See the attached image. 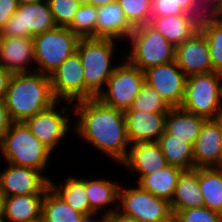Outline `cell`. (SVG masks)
<instances>
[{
  "mask_svg": "<svg viewBox=\"0 0 222 222\" xmlns=\"http://www.w3.org/2000/svg\"><path fill=\"white\" fill-rule=\"evenodd\" d=\"M56 27L47 0L18 5L15 14L1 29V37L33 38Z\"/></svg>",
  "mask_w": 222,
  "mask_h": 222,
  "instance_id": "10",
  "label": "cell"
},
{
  "mask_svg": "<svg viewBox=\"0 0 222 222\" xmlns=\"http://www.w3.org/2000/svg\"><path fill=\"white\" fill-rule=\"evenodd\" d=\"M148 24L176 47L199 30L200 20L192 14L151 16Z\"/></svg>",
  "mask_w": 222,
  "mask_h": 222,
  "instance_id": "20",
  "label": "cell"
},
{
  "mask_svg": "<svg viewBox=\"0 0 222 222\" xmlns=\"http://www.w3.org/2000/svg\"><path fill=\"white\" fill-rule=\"evenodd\" d=\"M13 122H24L54 103L50 76L38 71L12 74L4 98Z\"/></svg>",
  "mask_w": 222,
  "mask_h": 222,
  "instance_id": "2",
  "label": "cell"
},
{
  "mask_svg": "<svg viewBox=\"0 0 222 222\" xmlns=\"http://www.w3.org/2000/svg\"><path fill=\"white\" fill-rule=\"evenodd\" d=\"M114 39L81 38L77 52L83 65L85 100L95 98L115 71L112 66L116 42Z\"/></svg>",
  "mask_w": 222,
  "mask_h": 222,
  "instance_id": "3",
  "label": "cell"
},
{
  "mask_svg": "<svg viewBox=\"0 0 222 222\" xmlns=\"http://www.w3.org/2000/svg\"><path fill=\"white\" fill-rule=\"evenodd\" d=\"M96 214L98 213H91V214H88V215H84L81 222H104L108 216H106L105 214H103L101 217L102 219L98 220V219H95L96 218ZM95 216V218H94Z\"/></svg>",
  "mask_w": 222,
  "mask_h": 222,
  "instance_id": "43",
  "label": "cell"
},
{
  "mask_svg": "<svg viewBox=\"0 0 222 222\" xmlns=\"http://www.w3.org/2000/svg\"><path fill=\"white\" fill-rule=\"evenodd\" d=\"M17 0H0V31L18 9Z\"/></svg>",
  "mask_w": 222,
  "mask_h": 222,
  "instance_id": "38",
  "label": "cell"
},
{
  "mask_svg": "<svg viewBox=\"0 0 222 222\" xmlns=\"http://www.w3.org/2000/svg\"><path fill=\"white\" fill-rule=\"evenodd\" d=\"M205 120L181 107H174L167 113L165 130L175 138L194 145Z\"/></svg>",
  "mask_w": 222,
  "mask_h": 222,
  "instance_id": "24",
  "label": "cell"
},
{
  "mask_svg": "<svg viewBox=\"0 0 222 222\" xmlns=\"http://www.w3.org/2000/svg\"><path fill=\"white\" fill-rule=\"evenodd\" d=\"M168 165L182 170L194 169L193 145L169 134L166 130L157 140Z\"/></svg>",
  "mask_w": 222,
  "mask_h": 222,
  "instance_id": "26",
  "label": "cell"
},
{
  "mask_svg": "<svg viewBox=\"0 0 222 222\" xmlns=\"http://www.w3.org/2000/svg\"><path fill=\"white\" fill-rule=\"evenodd\" d=\"M209 15L222 19V0L218 1L216 8Z\"/></svg>",
  "mask_w": 222,
  "mask_h": 222,
  "instance_id": "45",
  "label": "cell"
},
{
  "mask_svg": "<svg viewBox=\"0 0 222 222\" xmlns=\"http://www.w3.org/2000/svg\"><path fill=\"white\" fill-rule=\"evenodd\" d=\"M170 207L173 214L185 209L204 207V197L199 187V168L182 171Z\"/></svg>",
  "mask_w": 222,
  "mask_h": 222,
  "instance_id": "22",
  "label": "cell"
},
{
  "mask_svg": "<svg viewBox=\"0 0 222 222\" xmlns=\"http://www.w3.org/2000/svg\"><path fill=\"white\" fill-rule=\"evenodd\" d=\"M73 107L71 111L78 117L73 123L76 133L101 153L122 164L131 145L124 111L104 104L97 97L80 100Z\"/></svg>",
  "mask_w": 222,
  "mask_h": 222,
  "instance_id": "1",
  "label": "cell"
},
{
  "mask_svg": "<svg viewBox=\"0 0 222 222\" xmlns=\"http://www.w3.org/2000/svg\"><path fill=\"white\" fill-rule=\"evenodd\" d=\"M182 171L178 167L167 165L162 170L154 171L152 174L144 176L138 181V185L143 190L170 203Z\"/></svg>",
  "mask_w": 222,
  "mask_h": 222,
  "instance_id": "25",
  "label": "cell"
},
{
  "mask_svg": "<svg viewBox=\"0 0 222 222\" xmlns=\"http://www.w3.org/2000/svg\"><path fill=\"white\" fill-rule=\"evenodd\" d=\"M117 0H89V4L95 7L104 6L109 3L116 2Z\"/></svg>",
  "mask_w": 222,
  "mask_h": 222,
  "instance_id": "46",
  "label": "cell"
},
{
  "mask_svg": "<svg viewBox=\"0 0 222 222\" xmlns=\"http://www.w3.org/2000/svg\"><path fill=\"white\" fill-rule=\"evenodd\" d=\"M128 38L132 49L124 58L141 71L175 60V46L149 24L134 27Z\"/></svg>",
  "mask_w": 222,
  "mask_h": 222,
  "instance_id": "6",
  "label": "cell"
},
{
  "mask_svg": "<svg viewBox=\"0 0 222 222\" xmlns=\"http://www.w3.org/2000/svg\"><path fill=\"white\" fill-rule=\"evenodd\" d=\"M222 83L218 73H200L187 76L181 108L207 119L222 114Z\"/></svg>",
  "mask_w": 222,
  "mask_h": 222,
  "instance_id": "5",
  "label": "cell"
},
{
  "mask_svg": "<svg viewBox=\"0 0 222 222\" xmlns=\"http://www.w3.org/2000/svg\"><path fill=\"white\" fill-rule=\"evenodd\" d=\"M97 7L81 4L72 23L67 27L80 38H96Z\"/></svg>",
  "mask_w": 222,
  "mask_h": 222,
  "instance_id": "32",
  "label": "cell"
},
{
  "mask_svg": "<svg viewBox=\"0 0 222 222\" xmlns=\"http://www.w3.org/2000/svg\"><path fill=\"white\" fill-rule=\"evenodd\" d=\"M136 187L124 188L121 185L118 194L121 204H118L117 209L108 208L104 211L105 215L110 217L117 212L139 222H164L173 214L168 201L143 190L139 185Z\"/></svg>",
  "mask_w": 222,
  "mask_h": 222,
  "instance_id": "8",
  "label": "cell"
},
{
  "mask_svg": "<svg viewBox=\"0 0 222 222\" xmlns=\"http://www.w3.org/2000/svg\"><path fill=\"white\" fill-rule=\"evenodd\" d=\"M0 222H6V220H5L3 215H0Z\"/></svg>",
  "mask_w": 222,
  "mask_h": 222,
  "instance_id": "53",
  "label": "cell"
},
{
  "mask_svg": "<svg viewBox=\"0 0 222 222\" xmlns=\"http://www.w3.org/2000/svg\"><path fill=\"white\" fill-rule=\"evenodd\" d=\"M133 29L117 1L97 7L96 38L122 41Z\"/></svg>",
  "mask_w": 222,
  "mask_h": 222,
  "instance_id": "21",
  "label": "cell"
},
{
  "mask_svg": "<svg viewBox=\"0 0 222 222\" xmlns=\"http://www.w3.org/2000/svg\"><path fill=\"white\" fill-rule=\"evenodd\" d=\"M204 206L222 215V167L199 168Z\"/></svg>",
  "mask_w": 222,
  "mask_h": 222,
  "instance_id": "28",
  "label": "cell"
},
{
  "mask_svg": "<svg viewBox=\"0 0 222 222\" xmlns=\"http://www.w3.org/2000/svg\"><path fill=\"white\" fill-rule=\"evenodd\" d=\"M37 1H40V0H17L19 5L27 4V3H33V2H37Z\"/></svg>",
  "mask_w": 222,
  "mask_h": 222,
  "instance_id": "50",
  "label": "cell"
},
{
  "mask_svg": "<svg viewBox=\"0 0 222 222\" xmlns=\"http://www.w3.org/2000/svg\"><path fill=\"white\" fill-rule=\"evenodd\" d=\"M49 186L75 211L83 215L90 214L86 179L69 176L65 183H60L58 186L50 179Z\"/></svg>",
  "mask_w": 222,
  "mask_h": 222,
  "instance_id": "27",
  "label": "cell"
},
{
  "mask_svg": "<svg viewBox=\"0 0 222 222\" xmlns=\"http://www.w3.org/2000/svg\"><path fill=\"white\" fill-rule=\"evenodd\" d=\"M12 73L0 65V100H4Z\"/></svg>",
  "mask_w": 222,
  "mask_h": 222,
  "instance_id": "41",
  "label": "cell"
},
{
  "mask_svg": "<svg viewBox=\"0 0 222 222\" xmlns=\"http://www.w3.org/2000/svg\"><path fill=\"white\" fill-rule=\"evenodd\" d=\"M175 215L181 222H222V215L208 208H191L177 211Z\"/></svg>",
  "mask_w": 222,
  "mask_h": 222,
  "instance_id": "36",
  "label": "cell"
},
{
  "mask_svg": "<svg viewBox=\"0 0 222 222\" xmlns=\"http://www.w3.org/2000/svg\"><path fill=\"white\" fill-rule=\"evenodd\" d=\"M215 120L219 123V128H220V133H221V141H222V114L219 115Z\"/></svg>",
  "mask_w": 222,
  "mask_h": 222,
  "instance_id": "49",
  "label": "cell"
},
{
  "mask_svg": "<svg viewBox=\"0 0 222 222\" xmlns=\"http://www.w3.org/2000/svg\"><path fill=\"white\" fill-rule=\"evenodd\" d=\"M44 195L30 194L6 197L3 215L6 222L41 221Z\"/></svg>",
  "mask_w": 222,
  "mask_h": 222,
  "instance_id": "23",
  "label": "cell"
},
{
  "mask_svg": "<svg viewBox=\"0 0 222 222\" xmlns=\"http://www.w3.org/2000/svg\"><path fill=\"white\" fill-rule=\"evenodd\" d=\"M83 214L69 206L50 186L42 204V222H81Z\"/></svg>",
  "mask_w": 222,
  "mask_h": 222,
  "instance_id": "29",
  "label": "cell"
},
{
  "mask_svg": "<svg viewBox=\"0 0 222 222\" xmlns=\"http://www.w3.org/2000/svg\"><path fill=\"white\" fill-rule=\"evenodd\" d=\"M218 76H219V79L221 80V83H222V69L218 72Z\"/></svg>",
  "mask_w": 222,
  "mask_h": 222,
  "instance_id": "52",
  "label": "cell"
},
{
  "mask_svg": "<svg viewBox=\"0 0 222 222\" xmlns=\"http://www.w3.org/2000/svg\"><path fill=\"white\" fill-rule=\"evenodd\" d=\"M0 154L7 163L30 167L42 174L52 151L43 145L24 122H13L0 140Z\"/></svg>",
  "mask_w": 222,
  "mask_h": 222,
  "instance_id": "4",
  "label": "cell"
},
{
  "mask_svg": "<svg viewBox=\"0 0 222 222\" xmlns=\"http://www.w3.org/2000/svg\"><path fill=\"white\" fill-rule=\"evenodd\" d=\"M36 69L40 73L50 75L68 57L77 51L80 37L67 27L55 28L36 35L33 38Z\"/></svg>",
  "mask_w": 222,
  "mask_h": 222,
  "instance_id": "7",
  "label": "cell"
},
{
  "mask_svg": "<svg viewBox=\"0 0 222 222\" xmlns=\"http://www.w3.org/2000/svg\"><path fill=\"white\" fill-rule=\"evenodd\" d=\"M109 218H110L113 222H139V221H137V220H135V219L122 216V215L118 214L117 212H115L114 214H112Z\"/></svg>",
  "mask_w": 222,
  "mask_h": 222,
  "instance_id": "44",
  "label": "cell"
},
{
  "mask_svg": "<svg viewBox=\"0 0 222 222\" xmlns=\"http://www.w3.org/2000/svg\"><path fill=\"white\" fill-rule=\"evenodd\" d=\"M167 113L124 111L130 144L157 141L165 131Z\"/></svg>",
  "mask_w": 222,
  "mask_h": 222,
  "instance_id": "17",
  "label": "cell"
},
{
  "mask_svg": "<svg viewBox=\"0 0 222 222\" xmlns=\"http://www.w3.org/2000/svg\"><path fill=\"white\" fill-rule=\"evenodd\" d=\"M127 21L133 26L148 24L152 14V0H117Z\"/></svg>",
  "mask_w": 222,
  "mask_h": 222,
  "instance_id": "34",
  "label": "cell"
},
{
  "mask_svg": "<svg viewBox=\"0 0 222 222\" xmlns=\"http://www.w3.org/2000/svg\"><path fill=\"white\" fill-rule=\"evenodd\" d=\"M175 61L187 76L213 71L206 37L200 30L175 47Z\"/></svg>",
  "mask_w": 222,
  "mask_h": 222,
  "instance_id": "15",
  "label": "cell"
},
{
  "mask_svg": "<svg viewBox=\"0 0 222 222\" xmlns=\"http://www.w3.org/2000/svg\"><path fill=\"white\" fill-rule=\"evenodd\" d=\"M187 13L176 0H152L151 16H172Z\"/></svg>",
  "mask_w": 222,
  "mask_h": 222,
  "instance_id": "37",
  "label": "cell"
},
{
  "mask_svg": "<svg viewBox=\"0 0 222 222\" xmlns=\"http://www.w3.org/2000/svg\"><path fill=\"white\" fill-rule=\"evenodd\" d=\"M194 168L222 167V141L219 123L204 121L193 145Z\"/></svg>",
  "mask_w": 222,
  "mask_h": 222,
  "instance_id": "16",
  "label": "cell"
},
{
  "mask_svg": "<svg viewBox=\"0 0 222 222\" xmlns=\"http://www.w3.org/2000/svg\"><path fill=\"white\" fill-rule=\"evenodd\" d=\"M164 222H181L175 214H172L166 221Z\"/></svg>",
  "mask_w": 222,
  "mask_h": 222,
  "instance_id": "48",
  "label": "cell"
},
{
  "mask_svg": "<svg viewBox=\"0 0 222 222\" xmlns=\"http://www.w3.org/2000/svg\"><path fill=\"white\" fill-rule=\"evenodd\" d=\"M130 150L123 165L139 172V181L154 171L164 169L168 163L157 141L130 145Z\"/></svg>",
  "mask_w": 222,
  "mask_h": 222,
  "instance_id": "19",
  "label": "cell"
},
{
  "mask_svg": "<svg viewBox=\"0 0 222 222\" xmlns=\"http://www.w3.org/2000/svg\"><path fill=\"white\" fill-rule=\"evenodd\" d=\"M181 7L192 15H195L199 20H201L207 14L199 7L197 0H176Z\"/></svg>",
  "mask_w": 222,
  "mask_h": 222,
  "instance_id": "39",
  "label": "cell"
},
{
  "mask_svg": "<svg viewBox=\"0 0 222 222\" xmlns=\"http://www.w3.org/2000/svg\"><path fill=\"white\" fill-rule=\"evenodd\" d=\"M12 123L13 121L9 115L4 100H0V140L9 130Z\"/></svg>",
  "mask_w": 222,
  "mask_h": 222,
  "instance_id": "40",
  "label": "cell"
},
{
  "mask_svg": "<svg viewBox=\"0 0 222 222\" xmlns=\"http://www.w3.org/2000/svg\"><path fill=\"white\" fill-rule=\"evenodd\" d=\"M7 164L0 172V190L6 197L45 194L50 178L34 168Z\"/></svg>",
  "mask_w": 222,
  "mask_h": 222,
  "instance_id": "14",
  "label": "cell"
},
{
  "mask_svg": "<svg viewBox=\"0 0 222 222\" xmlns=\"http://www.w3.org/2000/svg\"><path fill=\"white\" fill-rule=\"evenodd\" d=\"M199 30L206 37L213 71L222 69V19L210 15L200 20Z\"/></svg>",
  "mask_w": 222,
  "mask_h": 222,
  "instance_id": "31",
  "label": "cell"
},
{
  "mask_svg": "<svg viewBox=\"0 0 222 222\" xmlns=\"http://www.w3.org/2000/svg\"><path fill=\"white\" fill-rule=\"evenodd\" d=\"M52 92L57 101L74 104L85 100L83 65L76 51L50 75ZM75 101V102H74Z\"/></svg>",
  "mask_w": 222,
  "mask_h": 222,
  "instance_id": "12",
  "label": "cell"
},
{
  "mask_svg": "<svg viewBox=\"0 0 222 222\" xmlns=\"http://www.w3.org/2000/svg\"><path fill=\"white\" fill-rule=\"evenodd\" d=\"M121 185L105 179H87L86 192L90 205V214L99 213L108 204L118 201L119 188Z\"/></svg>",
  "mask_w": 222,
  "mask_h": 222,
  "instance_id": "30",
  "label": "cell"
},
{
  "mask_svg": "<svg viewBox=\"0 0 222 222\" xmlns=\"http://www.w3.org/2000/svg\"><path fill=\"white\" fill-rule=\"evenodd\" d=\"M58 104L59 101L24 121L31 133L52 152L68 134L71 126L70 115L59 113L56 108Z\"/></svg>",
  "mask_w": 222,
  "mask_h": 222,
  "instance_id": "13",
  "label": "cell"
},
{
  "mask_svg": "<svg viewBox=\"0 0 222 222\" xmlns=\"http://www.w3.org/2000/svg\"><path fill=\"white\" fill-rule=\"evenodd\" d=\"M104 222H113L109 217Z\"/></svg>",
  "mask_w": 222,
  "mask_h": 222,
  "instance_id": "54",
  "label": "cell"
},
{
  "mask_svg": "<svg viewBox=\"0 0 222 222\" xmlns=\"http://www.w3.org/2000/svg\"><path fill=\"white\" fill-rule=\"evenodd\" d=\"M56 26L68 27L81 3L78 0H47Z\"/></svg>",
  "mask_w": 222,
  "mask_h": 222,
  "instance_id": "35",
  "label": "cell"
},
{
  "mask_svg": "<svg viewBox=\"0 0 222 222\" xmlns=\"http://www.w3.org/2000/svg\"><path fill=\"white\" fill-rule=\"evenodd\" d=\"M5 199H6V196H5L4 193L0 190V215H4Z\"/></svg>",
  "mask_w": 222,
  "mask_h": 222,
  "instance_id": "47",
  "label": "cell"
},
{
  "mask_svg": "<svg viewBox=\"0 0 222 222\" xmlns=\"http://www.w3.org/2000/svg\"><path fill=\"white\" fill-rule=\"evenodd\" d=\"M171 107L163 100L157 91L146 83L142 86L138 96L133 100L127 110H138L145 112H168Z\"/></svg>",
  "mask_w": 222,
  "mask_h": 222,
  "instance_id": "33",
  "label": "cell"
},
{
  "mask_svg": "<svg viewBox=\"0 0 222 222\" xmlns=\"http://www.w3.org/2000/svg\"><path fill=\"white\" fill-rule=\"evenodd\" d=\"M144 72L145 83L171 107H180L185 94L187 75L176 61L150 67Z\"/></svg>",
  "mask_w": 222,
  "mask_h": 222,
  "instance_id": "11",
  "label": "cell"
},
{
  "mask_svg": "<svg viewBox=\"0 0 222 222\" xmlns=\"http://www.w3.org/2000/svg\"><path fill=\"white\" fill-rule=\"evenodd\" d=\"M35 62L32 38L0 37V65L12 74L31 72L29 64Z\"/></svg>",
  "mask_w": 222,
  "mask_h": 222,
  "instance_id": "18",
  "label": "cell"
},
{
  "mask_svg": "<svg viewBox=\"0 0 222 222\" xmlns=\"http://www.w3.org/2000/svg\"><path fill=\"white\" fill-rule=\"evenodd\" d=\"M219 0H197L199 7L209 15L217 6ZM212 4V5H211Z\"/></svg>",
  "mask_w": 222,
  "mask_h": 222,
  "instance_id": "42",
  "label": "cell"
},
{
  "mask_svg": "<svg viewBox=\"0 0 222 222\" xmlns=\"http://www.w3.org/2000/svg\"><path fill=\"white\" fill-rule=\"evenodd\" d=\"M115 66V71L105 85L106 89H103L97 98L108 106L126 111L145 84L144 72L125 58L122 59V64Z\"/></svg>",
  "mask_w": 222,
  "mask_h": 222,
  "instance_id": "9",
  "label": "cell"
},
{
  "mask_svg": "<svg viewBox=\"0 0 222 222\" xmlns=\"http://www.w3.org/2000/svg\"><path fill=\"white\" fill-rule=\"evenodd\" d=\"M81 4H89V0H78Z\"/></svg>",
  "mask_w": 222,
  "mask_h": 222,
  "instance_id": "51",
  "label": "cell"
}]
</instances>
